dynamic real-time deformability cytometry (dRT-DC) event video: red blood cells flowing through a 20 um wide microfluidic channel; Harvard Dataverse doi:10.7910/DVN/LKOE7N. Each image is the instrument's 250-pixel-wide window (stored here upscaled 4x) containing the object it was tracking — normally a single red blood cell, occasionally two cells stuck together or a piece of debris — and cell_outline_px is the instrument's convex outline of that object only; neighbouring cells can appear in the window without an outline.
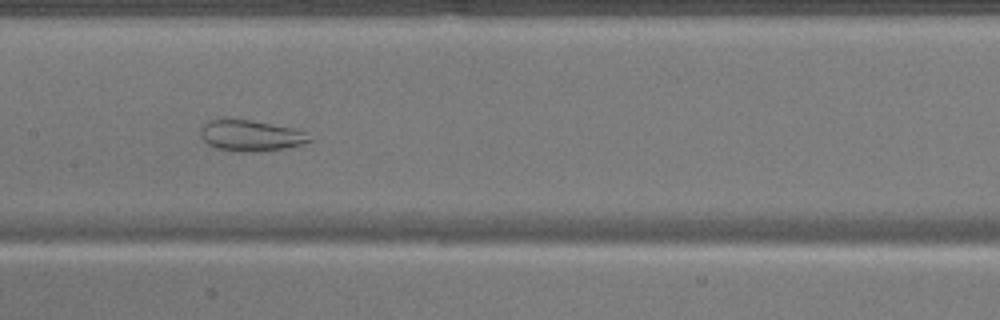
{"species": "common noctule bat (a hibernating species)", "species_latin": "Nyctalus noctula", "temperature_condition": "warm", "stored_images_in_passage": 52, "camera_frame_rate_fps": 3000, "um_per_image_px": 0.085, "animal": {"sex": "male", "body_mass_g": 17.9}, "frame": {"image": 1, "passage_image": 26, "time_ms": 8.333, "image_size_px": [1000, 320], "cell_outline_px": [[312, 140], [300, 144], [260, 152], [232, 152], [216, 148], [208, 144], [200, 136], [200, 128], [208, 120], [216, 116], [248, 120], [296, 128], [304, 132]], "centroid_in_image_um": [21.2, 11.5], "position_along_channel_um": 186.2, "area_um2": 20.06}}
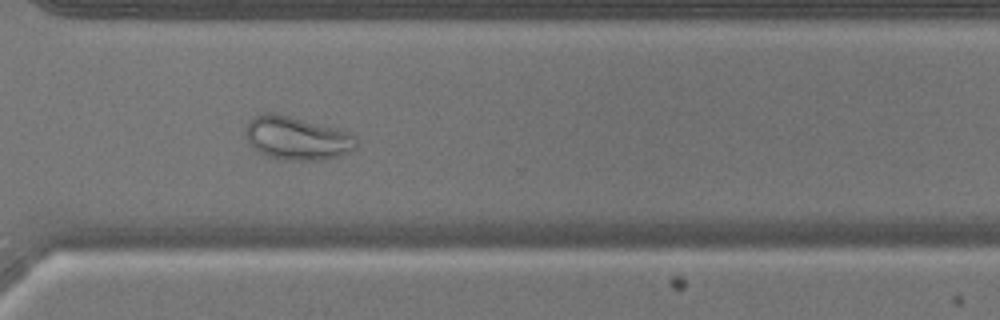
{"frame": {"image": 2, "passage_image": 38, "time_ms": 12.333, "image_size_px": [1000, 320], "cell_outline_px": [[356, 148], [352, 152], [340, 156], [320, 160], [284, 160], [268, 156], [252, 148], [244, 132], [244, 128], [252, 116], [260, 112], [276, 112], [336, 128], [356, 136]], "centroid_in_image_um": [25.2, 11.73], "position_along_channel_um": 345.4, "area_um2": 28.38}}
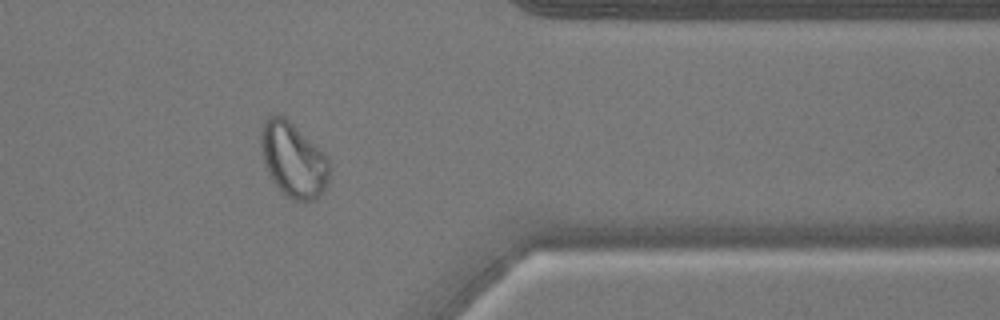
{"frame": {"image": 3, "passage_image": 42, "time_ms": 13.667, "image_size_px": [1000, 320], "cell_outline_px": [[332, 168], [328, 180], [324, 188], [316, 200], [292, 200], [276, 184], [264, 160], [260, 144], [260, 132], [264, 120], [268, 116], [284, 116], [324, 152], [328, 156], [332, 164]], "centroid_in_image_um": [24.98, 13.56], "position_along_channel_um": 386.4, "area_um2": 29.48}}